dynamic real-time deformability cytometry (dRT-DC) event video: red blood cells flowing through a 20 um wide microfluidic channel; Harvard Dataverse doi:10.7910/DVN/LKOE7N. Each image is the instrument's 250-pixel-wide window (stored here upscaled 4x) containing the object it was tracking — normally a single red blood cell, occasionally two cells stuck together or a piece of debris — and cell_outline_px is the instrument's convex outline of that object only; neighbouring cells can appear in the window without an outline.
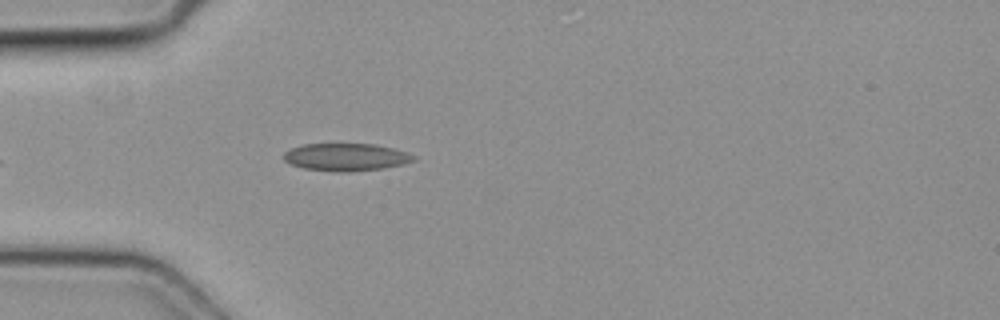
{"species": "common noctule bat (a hibernating species)", "species_latin": "Nyctalus noctula", "temperature_condition": "cold", "stored_images_in_passage": 4, "camera_frame_rate_fps": 3000, "um_per_image_px": 0.085, "animal": {"sex": "female", "body_mass_g": 19.3, "forearm_length_mm": 54.1}, "frame": {"image": 1, "passage_image": 4, "time_ms": 1.0, "image_size_px": [1000, 320], "cell_outline_px": [[416, 160], [384, 168], [348, 172], [336, 172], [304, 168], [292, 164], [284, 160], [284, 152], [292, 148], [304, 144], [376, 144], [392, 148], [416, 156]], "centroid_in_image_um": [29.4, 13.35], "position_along_channel_um": 55.6, "area_um2": 20.63}}